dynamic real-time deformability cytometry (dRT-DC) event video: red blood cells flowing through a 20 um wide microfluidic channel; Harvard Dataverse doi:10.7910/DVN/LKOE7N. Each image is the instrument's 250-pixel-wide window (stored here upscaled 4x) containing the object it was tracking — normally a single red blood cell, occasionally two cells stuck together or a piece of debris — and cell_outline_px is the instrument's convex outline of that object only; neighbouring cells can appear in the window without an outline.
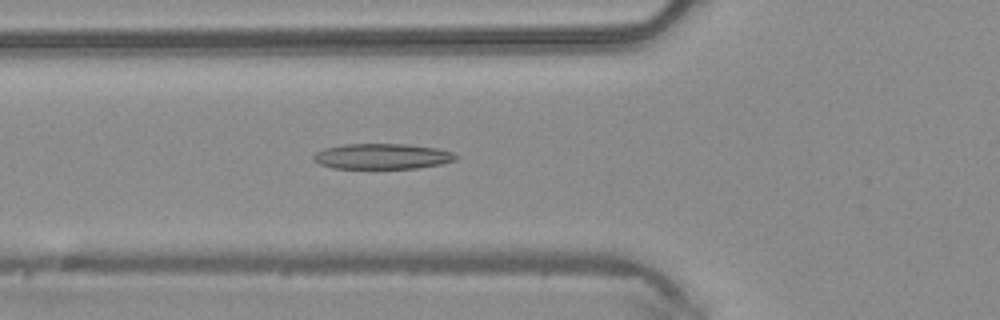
{"species": "common noctule bat (a hibernating species)", "species_latin": "Nyctalus noctula", "temperature_condition": "warm", "stored_images_in_passage": 47, "camera_frame_rate_fps": 3000, "um_per_image_px": 0.085, "animal": {"sex": "male", "body_mass_g": 20.4}, "frame": {"image": 1, "passage_image": 17, "time_ms": 5.333, "image_size_px": [1000, 320], "cell_outline_px": [[460, 156], [456, 160], [440, 164], [416, 168], [332, 168], [320, 164], [312, 160], [312, 156], [316, 152], [324, 148], [344, 144], [408, 144], [436, 148], [452, 152]], "centroid_in_image_um": [32.48, 13.28], "position_along_channel_um": 93.3, "area_um2": 21.21}}
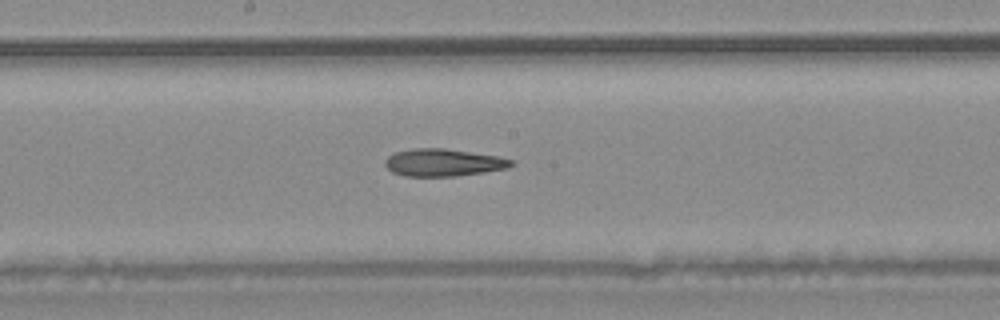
{"frame": {"image": 2, "passage_image": 25, "time_ms": 8.0, "image_size_px": [1000, 320], "cell_outline_px": [[516, 164], [508, 168], [484, 172], [456, 176], [404, 176], [392, 172], [384, 164], [384, 160], [388, 156], [396, 152], [412, 148], [444, 148], [500, 156], [516, 160]], "centroid_in_image_um": [37.73, 13.81], "position_along_channel_um": 210.5, "area_um2": 20.4}}
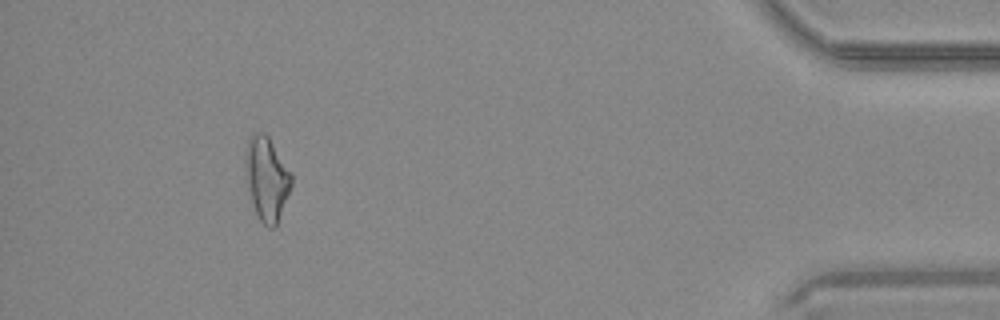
{"frame": {"image": 3, "passage_image": 43, "time_ms": 14.0, "image_size_px": [1000, 320], "cell_outline_px": [[292, 184], [276, 228], [268, 228], [260, 220], [252, 204], [244, 168], [244, 160], [248, 136], [252, 132], [264, 132], [268, 136], [292, 172]], "centroid_in_image_um": [22.66, 15.15], "position_along_channel_um": 412.5, "area_um2": 22.77}}